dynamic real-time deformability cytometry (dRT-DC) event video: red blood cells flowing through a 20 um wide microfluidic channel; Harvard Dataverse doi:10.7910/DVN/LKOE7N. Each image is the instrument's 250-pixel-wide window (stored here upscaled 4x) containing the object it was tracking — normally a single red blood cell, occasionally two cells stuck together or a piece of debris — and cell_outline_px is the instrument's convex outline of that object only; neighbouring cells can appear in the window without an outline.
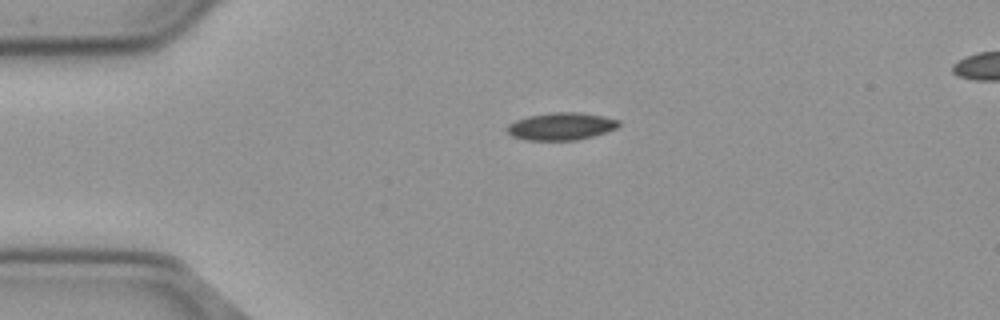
{"species": "common noctule bat (a hibernating species)", "species_latin": "Nyctalus noctula", "temperature_condition": "cold", "stored_images_in_passage": 44, "camera_frame_rate_fps": 3000, "um_per_image_px": 0.085, "animal": {"sex": "male", "body_mass_g": 23.1, "forearm_length_mm": 52.7}, "frame": {"image": 1, "passage_image": 1, "time_ms": 0.0, "image_size_px": [1000, 320], "cell_outline_px": [[620, 124], [616, 128], [592, 136], [576, 140], [528, 140], [512, 136], [504, 128], [508, 124], [516, 120], [528, 116], [556, 112], [580, 112], [604, 116], [620, 120]], "centroid_in_image_um": [47.68, 10.73], "position_along_channel_um": 37.3, "area_um2": 17.8}}
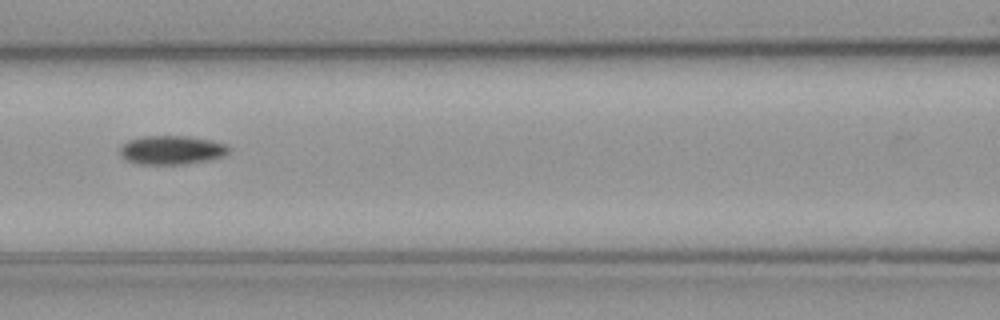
{"frame": {"image": 2, "passage_image": 13, "time_ms": 4.0, "image_size_px": [1000, 320], "cell_outline_px": [[228, 152], [220, 156], [204, 160], [184, 164], [140, 164], [128, 160], [120, 156], [120, 148], [128, 140], [144, 136], [188, 136], [212, 140], [224, 144], [228, 148]], "centroid_in_image_um": [14.53, 12.74], "position_along_channel_um": 152.1, "area_um2": 17.92}}
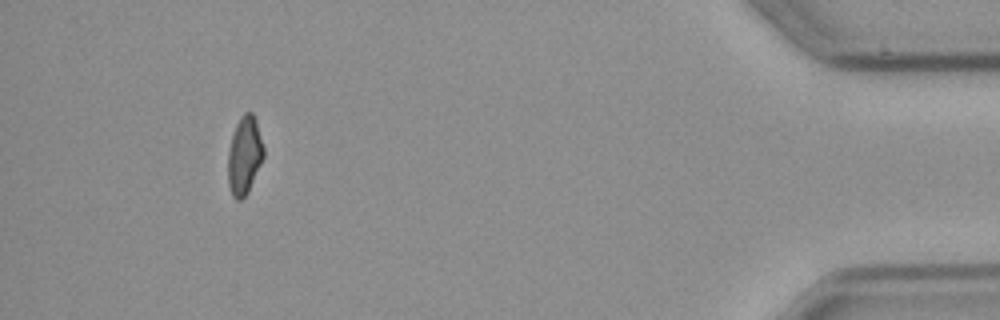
{"frame": {"image": 3, "passage_image": 40, "time_ms": 13.0, "image_size_px": [1000, 320], "cell_outline_px": [[264, 156], [248, 192], [240, 200], [236, 200], [232, 196], [228, 184], [228, 152], [232, 136], [236, 124], [240, 116], [244, 112], [252, 112], [256, 120], [264, 148]], "centroid_in_image_um": [20.77, 13.21], "position_along_channel_um": 414.4, "area_um2": 16.18}, "authors_computed_cell_mechanics": {"area_um2": 17.3111, "velocity_mm_per_s": 3.687, "shape_relaxation_time_tau1_ms": 7.8986, "shape_relaxation_time_tau2_ms": null, "deformation_change_tau1": 0.1471, "deformation_change_tau2": null}}